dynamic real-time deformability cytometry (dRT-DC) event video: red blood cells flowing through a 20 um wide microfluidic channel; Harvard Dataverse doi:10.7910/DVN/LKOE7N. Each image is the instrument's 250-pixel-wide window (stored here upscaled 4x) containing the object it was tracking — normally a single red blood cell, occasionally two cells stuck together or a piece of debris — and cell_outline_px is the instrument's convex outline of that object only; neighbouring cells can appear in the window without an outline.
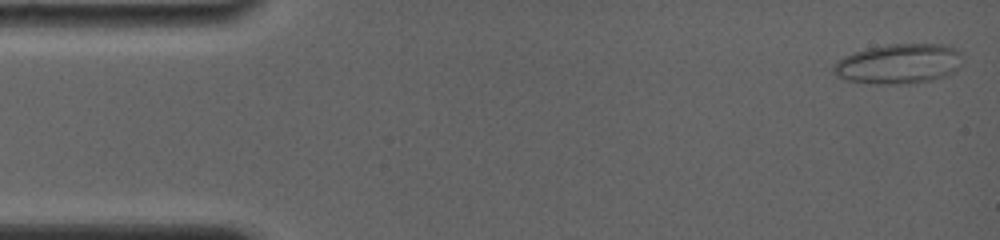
{"species": "common noctule bat (a hibernating species)", "species_latin": "Nyctalus noctula", "temperature_condition": "room temperature", "stored_images_in_passage": 11, "camera_frame_rate_fps": 4000, "um_per_image_px": 0.085, "animal": {"sex": "female", "body_mass_g": 19.0, "forearm_length_mm": 56.7}, "frame": {"image": 1, "passage_image": 2, "time_ms": 0.25, "image_size_px": [1000, 240], "cell_outline_px": [[964, 56], [960, 64], [952, 72], [944, 76], [932, 80], [908, 84], [876, 84], [844, 80], [836, 76], [832, 72], [832, 64], [844, 56], [852, 52], [868, 48], [888, 44], [944, 44], [956, 48]], "centroid_in_image_um": [76.36, 5.42], "position_along_channel_um": 8.6, "area_um2": 30.4}}